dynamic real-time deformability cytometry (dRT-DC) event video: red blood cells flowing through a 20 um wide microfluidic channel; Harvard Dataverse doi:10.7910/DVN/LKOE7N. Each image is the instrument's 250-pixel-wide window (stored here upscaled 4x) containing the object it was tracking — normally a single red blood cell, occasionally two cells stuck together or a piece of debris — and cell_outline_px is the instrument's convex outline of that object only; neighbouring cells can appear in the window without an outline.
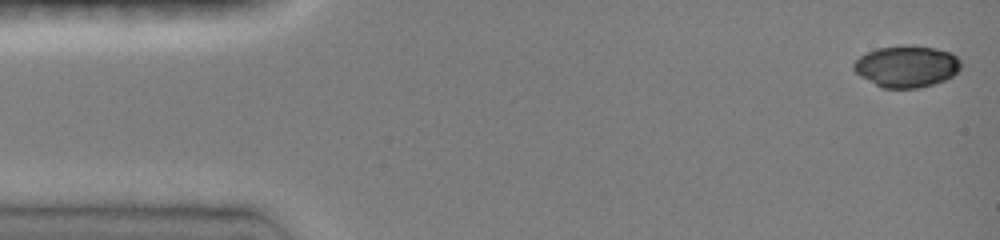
{"species": "common noctule bat (a hibernating species)", "species_latin": "Nyctalus noctula", "temperature_condition": "room temperature", "stored_images_in_passage": 11, "camera_frame_rate_fps": 3000, "um_per_image_px": 0.085, "animal": {"sex": "female", "body_mass_g": 19.0, "forearm_length_mm": 51.5}, "frame": {"image": 1, "passage_image": 1, "time_ms": 0.0, "image_size_px": [1000, 240], "cell_outline_px": [[960, 68], [952, 76], [944, 80], [920, 88], [880, 88], [860, 76], [852, 68], [852, 64], [860, 56], [876, 48], [904, 44], [912, 44], [936, 48], [948, 52], [956, 56], [960, 60]], "centroid_in_image_um": [77.03, 5.63], "position_along_channel_um": 8.0, "area_um2": 26.24}}
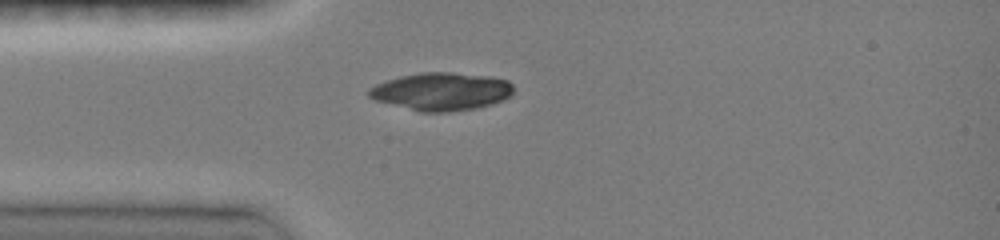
{"frame": {"image": 2, "passage_image": 10, "time_ms": 3.667, "image_size_px": [1000, 240], "cell_outline_px": [[512, 96], [504, 100], [492, 104], [476, 108], [448, 112], [420, 112], [376, 100], [368, 96], [368, 88], [376, 84], [400, 76], [420, 72], [452, 72], [492, 76], [508, 80], [512, 84]], "centroid_in_image_um": [37.55, 7.77], "position_along_channel_um": 47.5, "area_um2": 32.08}}